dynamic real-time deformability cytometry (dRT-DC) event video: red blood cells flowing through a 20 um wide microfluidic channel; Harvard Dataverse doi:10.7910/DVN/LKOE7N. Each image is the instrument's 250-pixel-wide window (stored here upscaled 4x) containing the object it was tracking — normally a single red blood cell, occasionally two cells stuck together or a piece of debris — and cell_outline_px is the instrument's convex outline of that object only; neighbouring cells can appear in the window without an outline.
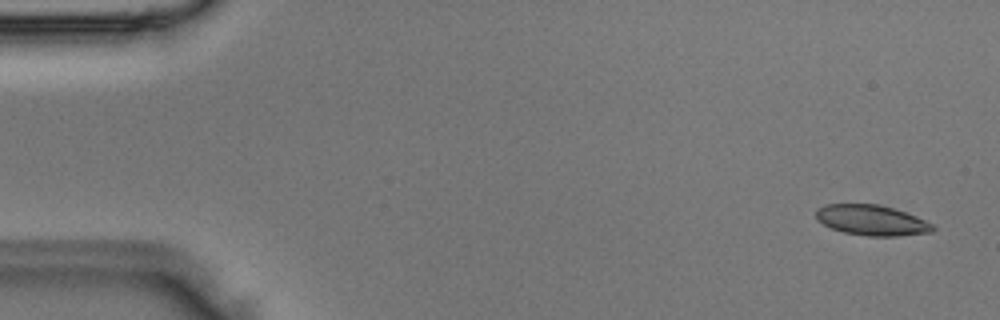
{"species": "Egyptian fruit bat (a non-hibernating species)", "species_latin": "Rousettus aegyptiacus", "temperature_condition": "room temperature", "stored_images_in_passage": 5, "segment_of_instrument_passage": [2, 2], "camera_frame_rate_fps": 3000, "um_per_image_px": 0.085, "animal": {"sex": "male"}, "frame": {"image": 1, "passage_image": 5, "time_ms": 1.333, "image_size_px": [1000, 320], "cell_outline_px": [[936, 228], [932, 232], [896, 236], [868, 236], [844, 232], [832, 228], [816, 220], [816, 208], [824, 204], [876, 204], [892, 208], [916, 216], [932, 224]], "centroid_in_image_um": [74.07, 18.72], "position_along_channel_um": 10.9, "area_um2": 20.58}}